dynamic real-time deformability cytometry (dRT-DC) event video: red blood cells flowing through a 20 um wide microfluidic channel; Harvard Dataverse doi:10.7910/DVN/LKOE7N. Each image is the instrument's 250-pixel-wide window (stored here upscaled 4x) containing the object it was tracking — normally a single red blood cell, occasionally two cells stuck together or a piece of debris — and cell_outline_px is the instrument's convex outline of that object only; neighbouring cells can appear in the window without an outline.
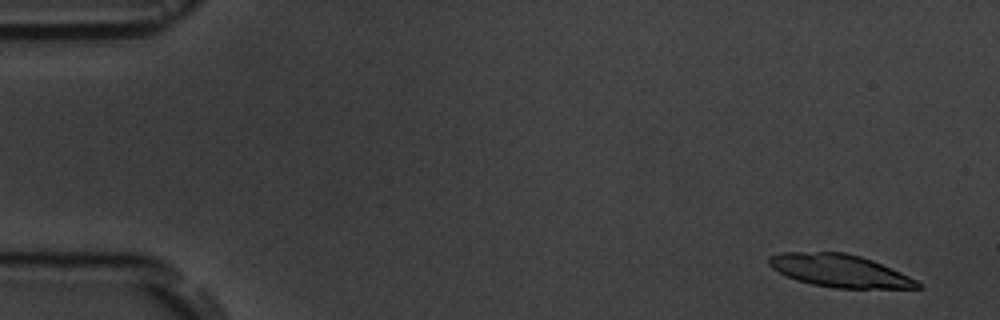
{"species": "common noctule bat (a hibernating species)", "species_latin": "Nyctalus noctula", "temperature_condition": "room temperature", "stored_images_in_passage": 6, "camera_frame_rate_fps": 3000, "um_per_image_px": 0.085, "animal": {"sex": "male", "body_mass_g": 19.5, "forearm_length_mm": 54.6}, "frame": {"image": 1, "passage_image": 1, "time_ms": 0.0, "image_size_px": [1000, 320], "cell_outline_px": [[924, 288], [836, 288], [812, 284], [796, 280], [772, 268], [768, 264], [768, 256], [780, 252], [844, 252], [860, 256], [872, 260], [900, 272], [916, 280]], "centroid_in_image_um": [71.34, 23.0], "position_along_channel_um": 13.7, "area_um2": 28.09}}